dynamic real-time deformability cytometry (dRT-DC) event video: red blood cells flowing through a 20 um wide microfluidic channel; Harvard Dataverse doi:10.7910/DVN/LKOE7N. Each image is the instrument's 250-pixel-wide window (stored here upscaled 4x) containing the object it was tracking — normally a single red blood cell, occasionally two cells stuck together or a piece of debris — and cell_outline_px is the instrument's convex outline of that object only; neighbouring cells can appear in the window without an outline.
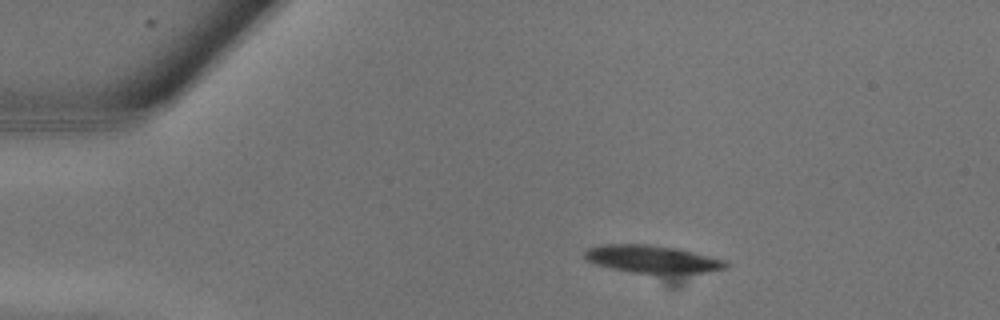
{"species": "common noctule bat (a hibernating species)", "species_latin": "Nyctalus noctula", "temperature_condition": "warm", "stored_images_in_passage": 12, "camera_frame_rate_fps": 3000, "um_per_image_px": 0.085, "animal": {"sex": "male", "body_mass_g": 13.3}, "frame": {"image": 1, "passage_image": 1, "time_ms": 0.0, "image_size_px": [1000, 320], "cell_outline_px": [[728, 268], [708, 272], [632, 272], [612, 268], [596, 264], [584, 260], [584, 252], [588, 248], [604, 244], [648, 244], [680, 248], [724, 260], [728, 264]], "centroid_in_image_um": [55.42, 22.0], "position_along_channel_um": 29.6, "area_um2": 22.43}}
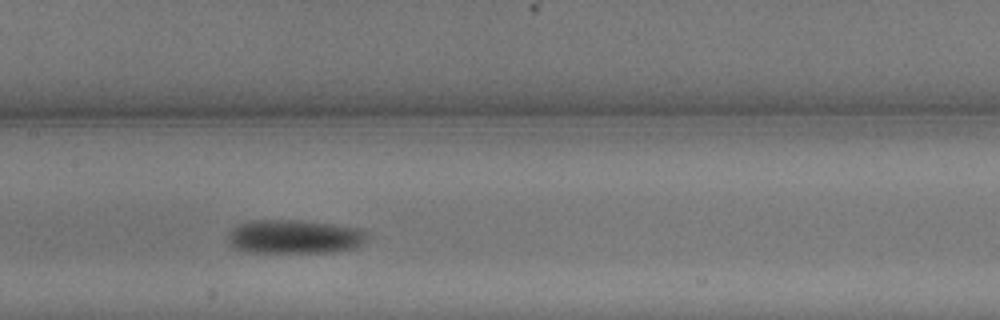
{"frame": {"image": 2, "passage_image": 9, "time_ms": 2.667, "image_size_px": [1000, 320], "cell_outline_px": [[364, 240], [356, 248], [328, 252], [256, 252], [232, 248], [228, 240], [228, 232], [236, 224], [248, 220], [300, 220], [332, 224], [356, 228], [364, 232]], "centroid_in_image_um": [24.92, 20.11], "position_along_channel_um": 182.5, "area_um2": 27.28}}
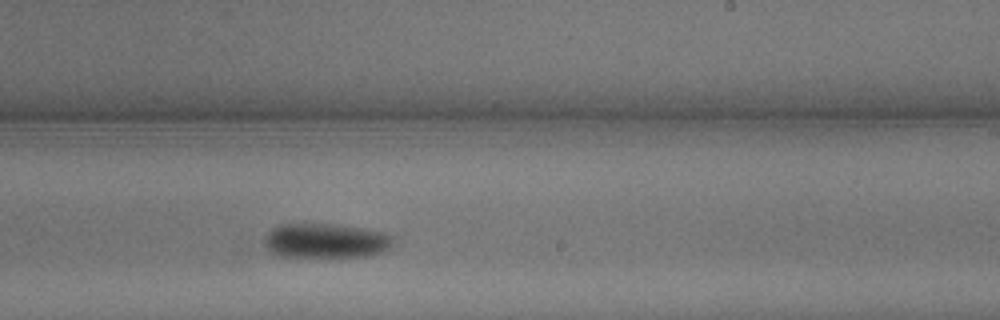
{"frame": {"image": 3, "passage_image": 12, "time_ms": 3.667, "image_size_px": [1000, 320], "cell_outline_px": [[392, 244], [384, 252], [368, 256], [328, 260], [280, 256], [268, 252], [264, 248], [264, 236], [272, 228], [280, 224], [336, 224], [364, 228], [384, 232], [392, 236]], "centroid_in_image_um": [27.65, 20.52], "position_along_channel_um": 261.4, "area_um2": 27.4}}